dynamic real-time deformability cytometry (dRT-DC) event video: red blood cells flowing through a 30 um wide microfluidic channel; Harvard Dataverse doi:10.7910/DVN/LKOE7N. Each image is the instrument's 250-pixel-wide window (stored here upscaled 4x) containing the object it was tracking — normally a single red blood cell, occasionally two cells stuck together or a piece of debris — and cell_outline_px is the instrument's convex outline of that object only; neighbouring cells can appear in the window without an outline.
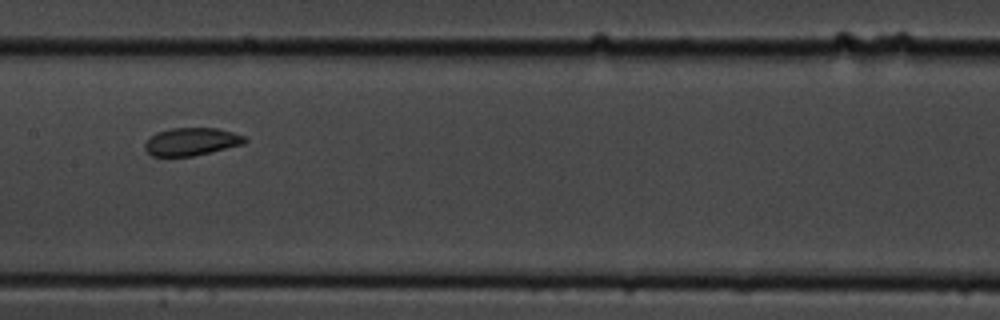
{"species": "common noctule bat (a hibernating species)", "species_latin": "Nyctalus noctula", "temperature_condition": "cold", "stored_images_in_passage": 9, "camera_frame_rate_fps": 3000, "um_per_image_px": 0.085, "animal": {"sex": "male", "body_mass_g": 19.5, "forearm_length_mm": 54.6}, "frame": {"image": 1, "passage_image": 6, "time_ms": 5.667, "image_size_px": [1000, 320], "cell_outline_px": [[248, 140], [244, 144], [192, 156], [152, 156], [144, 148], [144, 144], [148, 136], [156, 132], [172, 128], [216, 128], [232, 132], [244, 136]], "centroid_in_image_um": [16.24, 12.03], "position_along_channel_um": 191.2, "area_um2": 16.18}}
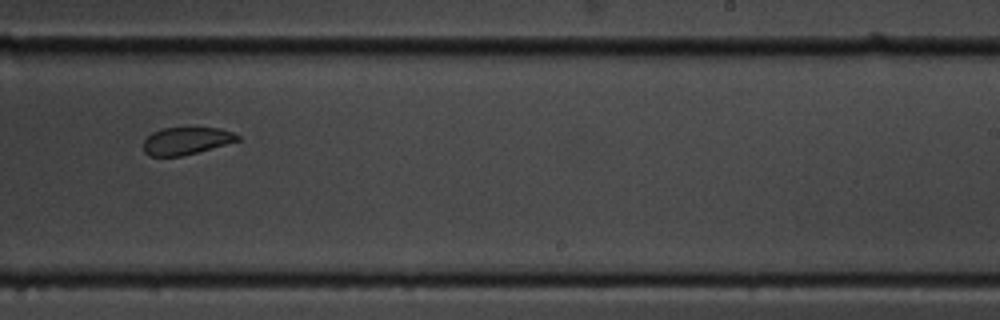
{"frame": {"image": 2, "passage_image": 8, "time_ms": 8.0, "image_size_px": [1000, 320], "cell_outline_px": [[240, 140], [196, 152], [180, 156], [152, 156], [144, 152], [144, 140], [152, 132], [160, 128], [220, 128], [232, 132], [240, 136]], "centroid_in_image_um": [15.82, 11.96], "position_along_channel_um": 273.2, "area_um2": 14.8}}
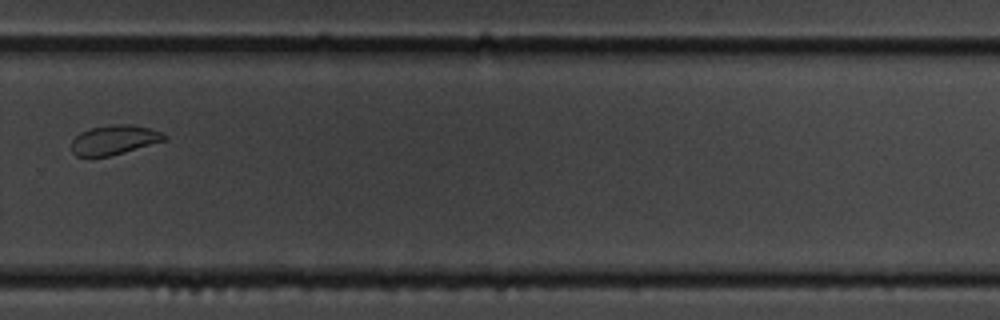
{"frame": {"image": 3, "passage_image": 9, "time_ms": 9.333, "image_size_px": [1000, 320], "cell_outline_px": [[168, 140], [124, 152], [108, 156], [76, 156], [72, 152], [72, 140], [80, 132], [92, 128], [112, 124], [132, 124], [148, 128], [160, 132], [168, 136]], "centroid_in_image_um": [9.73, 11.88], "position_along_channel_um": 320.1, "area_um2": 15.9}}